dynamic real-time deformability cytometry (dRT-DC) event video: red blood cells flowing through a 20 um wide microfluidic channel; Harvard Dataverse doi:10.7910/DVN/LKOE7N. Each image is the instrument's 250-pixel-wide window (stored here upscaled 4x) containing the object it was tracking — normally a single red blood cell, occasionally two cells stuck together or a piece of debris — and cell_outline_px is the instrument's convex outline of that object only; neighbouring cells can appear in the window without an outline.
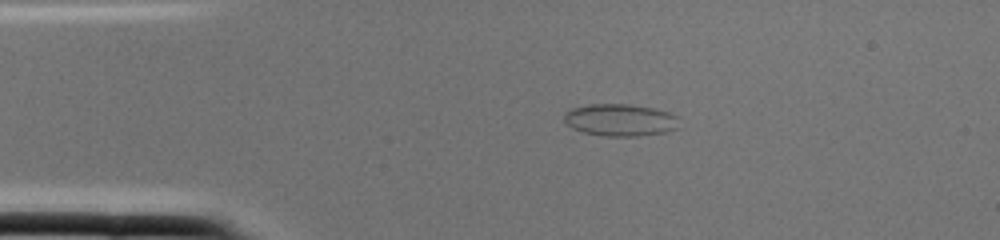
{"species": "common noctule bat (a hibernating species)", "species_latin": "Nyctalus noctula", "temperature_condition": "cold", "stored_images_in_passage": 1, "camera_frame_rate_fps": 3000, "um_per_image_px": 0.085, "animal": {"sex": "female", "body_mass_g": 22.0, "forearm_length_mm": 56.7}, "frame": {"image": 1, "passage_image": 1, "time_ms": 0.0, "image_size_px": [1000, 240], "cell_outline_px": [[680, 128], [668, 132], [636, 136], [604, 136], [584, 132], [572, 128], [564, 120], [564, 112], [572, 108], [588, 104], [628, 104], [652, 108], [668, 112], [680, 116]], "centroid_in_image_um": [52.77, 10.2], "position_along_channel_um": 32.2, "area_um2": 21.85}}